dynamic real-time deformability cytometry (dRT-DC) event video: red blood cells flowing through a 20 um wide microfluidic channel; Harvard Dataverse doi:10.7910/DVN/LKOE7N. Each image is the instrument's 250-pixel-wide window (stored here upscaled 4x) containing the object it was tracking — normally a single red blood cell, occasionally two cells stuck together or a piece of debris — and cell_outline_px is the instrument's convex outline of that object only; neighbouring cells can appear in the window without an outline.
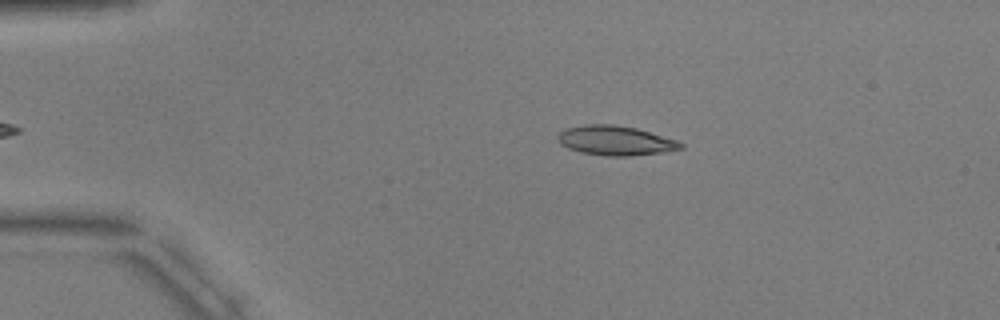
{"species": "common noctule bat (a hibernating species)", "species_latin": "Nyctalus noctula", "temperature_condition": "warm", "stored_images_in_passage": 5, "camera_frame_rate_fps": 3000, "um_per_image_px": 0.085, "animal": {"sex": "male", "body_mass_g": 17.9, "forearm_length_mm": 54.2}, "frame": {"image": 1, "passage_image": 1, "time_ms": 0.0, "image_size_px": [1000, 320], "cell_outline_px": [[684, 148], [664, 152], [628, 156], [608, 156], [580, 152], [568, 148], [560, 144], [556, 136], [560, 132], [568, 128], [584, 124], [612, 124], [636, 128], [676, 140], [684, 144]], "centroid_in_image_um": [52.3, 11.95], "position_along_channel_um": 32.7, "area_um2": 21.1}}
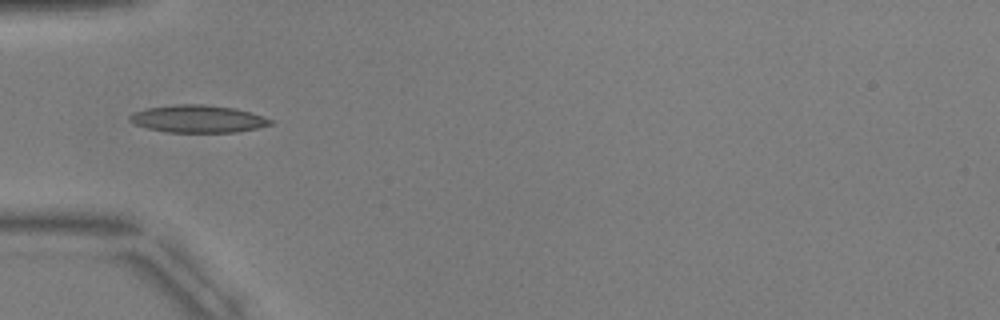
{"frame": {"image": 2, "passage_image": 3, "time_ms": 2.333, "image_size_px": [1000, 320], "cell_outline_px": [[272, 124], [256, 128], [236, 132], [168, 132], [148, 128], [136, 124], [128, 120], [128, 116], [136, 112], [148, 108], [176, 104], [204, 104], [236, 108], [252, 112], [264, 116], [272, 120]], "centroid_in_image_um": [16.86, 10.09], "position_along_channel_um": 68.1, "area_um2": 22.43}}
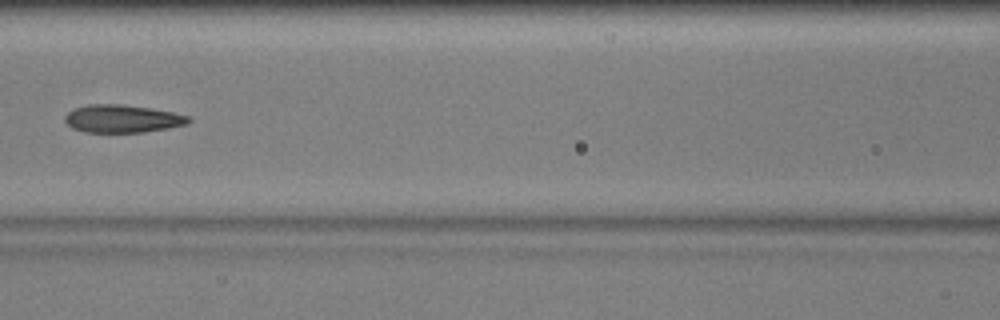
{"frame": {"image": 3, "passage_image": 5, "time_ms": 4.667, "image_size_px": [1000, 320], "cell_outline_px": [[192, 120], [188, 124], [168, 128], [144, 132], [84, 132], [72, 128], [64, 120], [64, 116], [72, 108], [88, 104], [124, 104], [172, 112], [188, 116]], "centroid_in_image_um": [10.37, 10.09], "position_along_channel_um": 156.2, "area_um2": 20.11}}